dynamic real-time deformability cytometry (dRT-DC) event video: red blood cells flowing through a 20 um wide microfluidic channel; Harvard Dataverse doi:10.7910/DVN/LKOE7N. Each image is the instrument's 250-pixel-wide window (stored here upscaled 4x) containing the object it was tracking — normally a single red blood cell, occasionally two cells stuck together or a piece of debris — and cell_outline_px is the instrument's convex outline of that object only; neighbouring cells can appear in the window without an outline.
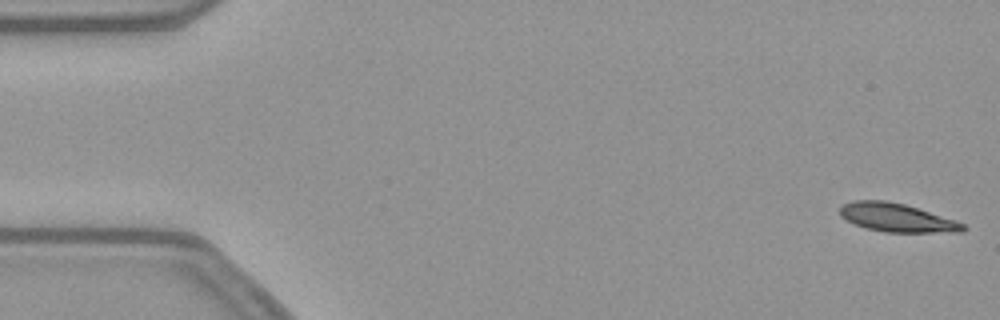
{"species": "common noctule bat (a hibernating species)", "species_latin": "Nyctalus noctula", "temperature_condition": "warm", "stored_images_in_passage": 53, "camera_frame_rate_fps": 3000, "um_per_image_px": 0.085, "animal": {"sex": "female", "body_mass_g": 21.9}, "frame": {"image": 1, "passage_image": 1, "time_ms": 0.0, "image_size_px": [1000, 320], "cell_outline_px": [[968, 228], [964, 232], [884, 232], [868, 228], [856, 224], [840, 216], [840, 208], [844, 204], [852, 200], [884, 200], [904, 204], [956, 220], [964, 224]], "centroid_in_image_um": [76.26, 18.5], "position_along_channel_um": 8.7, "area_um2": 20.29}}
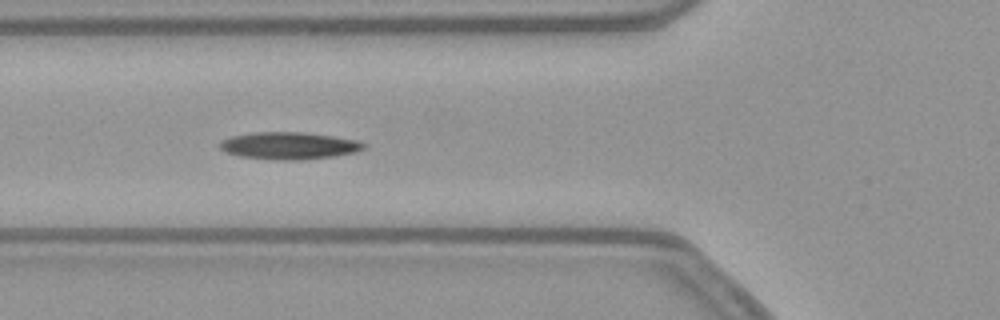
{"frame": {"image": 2, "passage_image": 19, "time_ms": 6.0, "image_size_px": [1000, 320], "cell_outline_px": [[368, 144], [364, 148], [356, 152], [332, 156], [300, 160], [280, 160], [240, 156], [228, 152], [220, 148], [220, 140], [232, 136], [256, 132], [304, 132], [360, 140]], "centroid_in_image_um": [24.61, 12.37], "position_along_channel_um": 101.2, "area_um2": 22.72}}
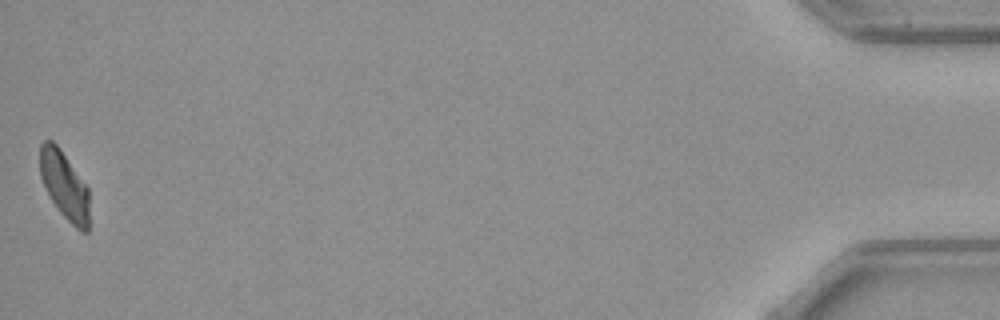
{"frame": {"image": 3, "passage_image": 53, "time_ms": 17.333, "image_size_px": [1000, 320], "cell_outline_px": [[88, 232], [80, 232], [60, 212], [52, 200], [40, 176], [40, 144], [44, 140], [52, 140], [60, 148], [88, 188]], "centroid_in_image_um": [5.47, 15.74], "position_along_channel_um": 429.7, "area_um2": 19.19}, "authors_computed_cell_mechanics": {"area_um2": 21.386, "velocity_mm_per_s": 3.8137, "shape_relaxation_time_tau1_ms": 10.6055, "shape_relaxation_time_tau2_ms": null, "deformation_change_tau1": 0.233, "deformation_change_tau2": null}}